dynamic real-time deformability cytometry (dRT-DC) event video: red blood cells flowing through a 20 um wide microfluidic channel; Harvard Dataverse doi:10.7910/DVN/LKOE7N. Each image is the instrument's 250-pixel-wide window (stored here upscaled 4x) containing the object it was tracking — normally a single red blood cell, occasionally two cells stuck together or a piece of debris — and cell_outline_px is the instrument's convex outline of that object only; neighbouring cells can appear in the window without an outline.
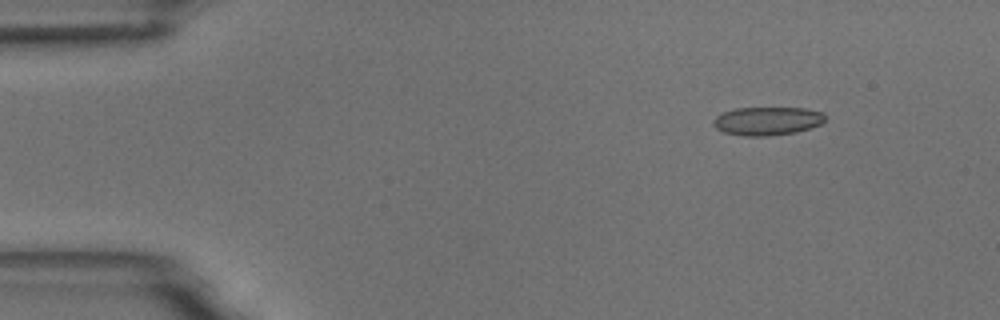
{"species": "common noctule bat (a hibernating species)", "species_latin": "Nyctalus noctula", "temperature_condition": "room temperature", "stored_images_in_passage": 8, "camera_frame_rate_fps": 3000, "um_per_image_px": 0.085, "animal": {"sex": "male", "body_mass_g": 18.8}, "frame": {"image": 1, "passage_image": 1, "time_ms": 0.0, "image_size_px": [1000, 320], "cell_outline_px": [[824, 120], [820, 124], [796, 132], [768, 136], [744, 136], [724, 132], [716, 128], [712, 124], [712, 120], [716, 116], [724, 112], [736, 108], [804, 108], [824, 112]], "centroid_in_image_um": [65.19, 10.28], "position_along_channel_um": 19.8, "area_um2": 18.44}}
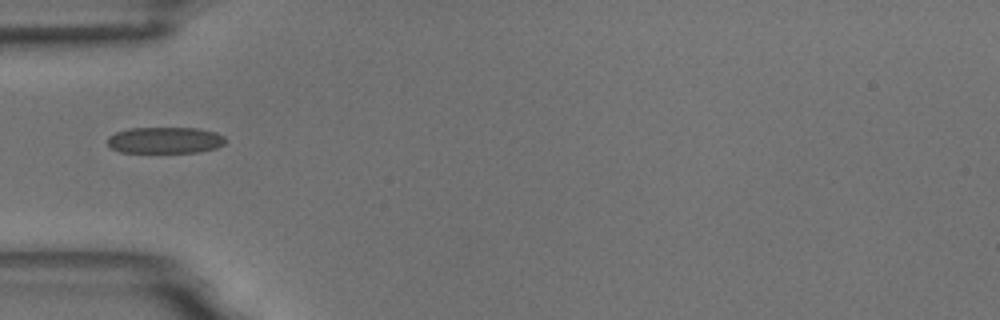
{"frame": {"image": 2, "passage_image": 4, "time_ms": 3.667, "image_size_px": [1000, 320], "cell_outline_px": [[224, 144], [216, 148], [200, 152], [120, 152], [112, 148], [108, 144], [108, 136], [116, 132], [128, 128], [200, 128], [216, 132], [224, 136]], "centroid_in_image_um": [14.04, 11.91], "position_along_channel_um": 71.0, "area_um2": 18.15}}
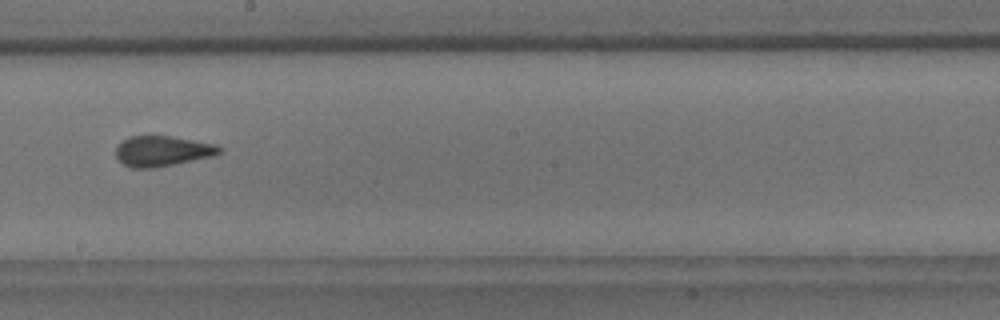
{"frame": {"image": 3, "passage_image": 8, "time_ms": 8.0, "image_size_px": [1000, 320], "cell_outline_px": [[224, 148], [220, 152], [212, 156], [156, 168], [132, 168], [124, 164], [116, 156], [116, 148], [128, 136], [172, 136], [216, 144]], "centroid_in_image_um": [13.82, 12.84], "position_along_channel_um": 234.4, "area_um2": 18.26}}